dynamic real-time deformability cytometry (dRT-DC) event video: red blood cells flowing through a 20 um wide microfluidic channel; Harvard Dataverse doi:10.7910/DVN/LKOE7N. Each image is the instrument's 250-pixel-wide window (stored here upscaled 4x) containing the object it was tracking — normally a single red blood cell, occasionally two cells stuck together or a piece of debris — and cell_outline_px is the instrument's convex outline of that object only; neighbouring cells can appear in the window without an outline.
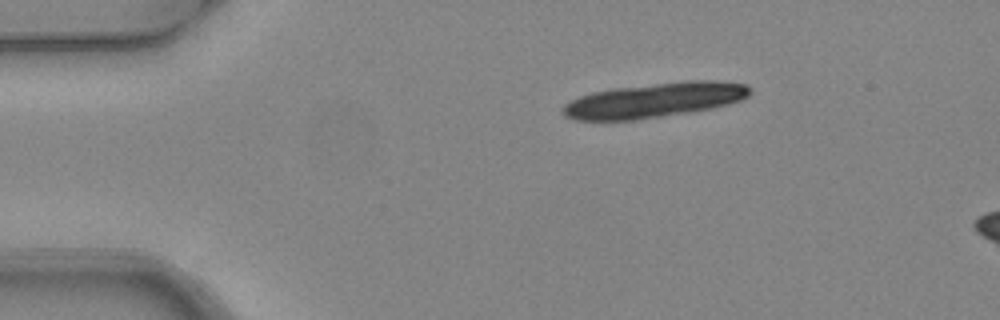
{"species": "common noctule bat (a hibernating species)", "species_latin": "Nyctalus noctula", "temperature_condition": "warm", "stored_images_in_passage": 3, "camera_frame_rate_fps": 3000, "um_per_image_px": 0.085, "animal": {"sex": "female", "body_mass_g": 24.6, "forearm_length_mm": 56.2}, "frame": {"image": 1, "passage_image": 1, "time_ms": 0.0, "image_size_px": [1000, 320], "cell_outline_px": [[752, 92], [748, 96], [740, 100], [728, 104], [712, 108], [688, 112], [636, 120], [576, 120], [564, 116], [560, 108], [564, 104], [580, 96], [592, 92], [612, 88], [684, 80], [716, 80], [748, 84], [752, 88]], "centroid_in_image_um": [55.64, 8.5], "position_along_channel_um": 29.4, "area_um2": 38.21}}